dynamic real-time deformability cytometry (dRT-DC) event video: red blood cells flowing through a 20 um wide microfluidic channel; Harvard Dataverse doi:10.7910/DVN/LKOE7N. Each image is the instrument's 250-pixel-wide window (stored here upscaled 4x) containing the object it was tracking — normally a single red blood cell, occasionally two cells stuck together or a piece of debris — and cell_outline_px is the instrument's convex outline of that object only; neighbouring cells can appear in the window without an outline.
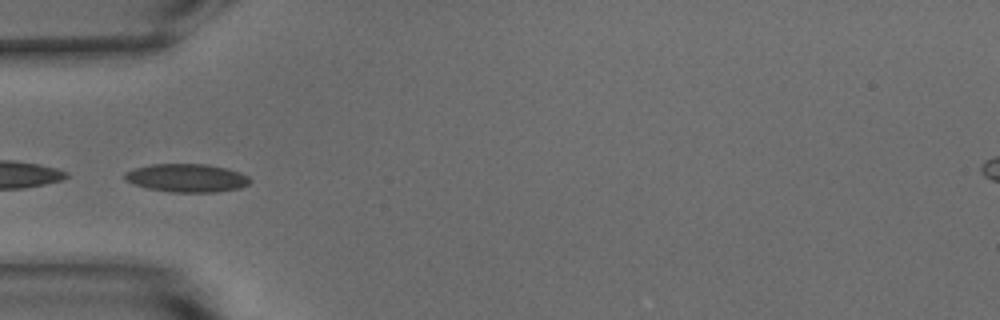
{"species": "common noctule bat (a hibernating species)", "species_latin": "Nyctalus noctula", "temperature_condition": "warm", "stored_images_in_passage": 38, "camera_frame_rate_fps": 3000, "um_per_image_px": 0.085, "animal": {"sex": "male", "body_mass_g": 15.6}, "frame": {"image": 1, "passage_image": 1, "time_ms": 0.0, "image_size_px": [1000, 320], "cell_outline_px": [[252, 180], [248, 184], [240, 188], [216, 192], [172, 192], [148, 188], [124, 180], [124, 172], [132, 168], [152, 164], [208, 164], [228, 168], [240, 172], [248, 176]], "centroid_in_image_um": [15.89, 15.11], "position_along_channel_um": 69.1, "area_um2": 20.75}, "authors_computed_cell_mechanics": {"area_um2": 19.0162, "velocity_mm_per_s": 3.7092, "shape_relaxation_time_tau1_ms": 2.4835, "shape_relaxation_time_tau2_ms": 1.8901, "deformation_change_tau1": 0.1096, "deformation_change_tau2": 0.0816}}